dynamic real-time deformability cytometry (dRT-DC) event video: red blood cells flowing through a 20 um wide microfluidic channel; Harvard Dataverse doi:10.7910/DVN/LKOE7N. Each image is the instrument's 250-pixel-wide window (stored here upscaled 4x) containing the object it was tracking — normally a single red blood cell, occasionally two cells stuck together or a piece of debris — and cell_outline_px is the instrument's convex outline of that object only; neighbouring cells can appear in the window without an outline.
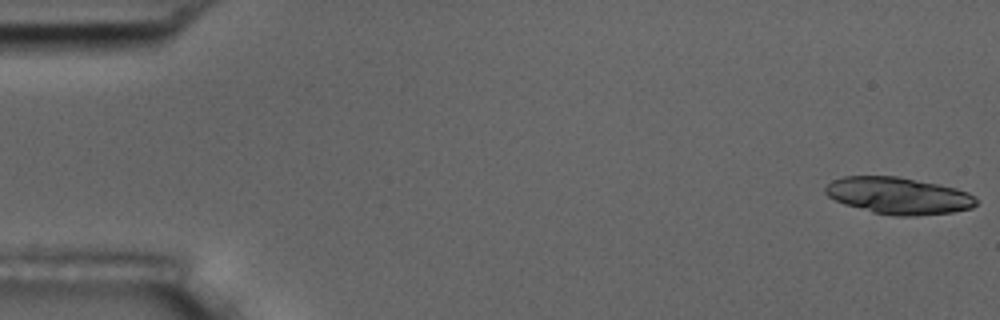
{"species": "common noctule bat (a hibernating species)", "species_latin": "Nyctalus noctula", "temperature_condition": "room temperature", "stored_images_in_passage": 50, "camera_frame_rate_fps": 3000, "um_per_image_px": 0.085, "animal": {"sex": "male", "body_mass_g": 17.5, "forearm_length_mm": 52.3}, "frame": {"image": 1, "passage_image": 1, "time_ms": 0.0, "image_size_px": [1000, 320], "cell_outline_px": [[976, 204], [972, 208], [952, 212], [916, 216], [896, 216], [872, 212], [844, 204], [828, 196], [824, 192], [824, 188], [832, 180], [844, 176], [896, 176], [956, 188], [968, 192], [976, 200]], "centroid_in_image_um": [76.34, 16.64], "position_along_channel_um": 8.7, "area_um2": 32.19}}
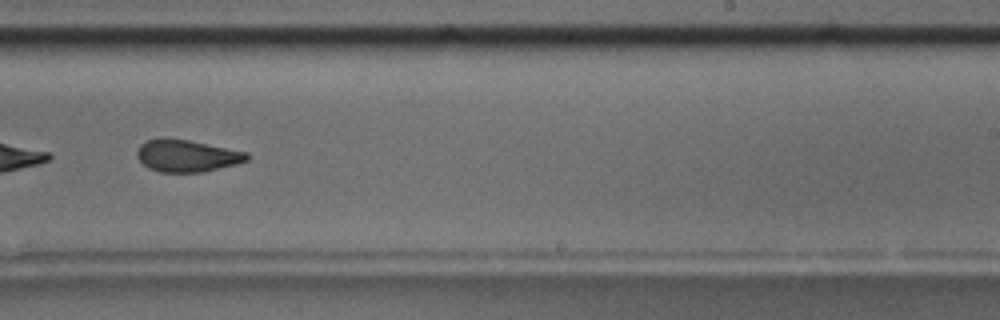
{"frame": {"image": 2, "passage_image": 35, "time_ms": 11.333, "image_size_px": [1000, 320], "cell_outline_px": [[252, 156], [248, 160], [236, 164], [204, 172], [160, 172], [148, 168], [136, 156], [136, 152], [140, 144], [148, 140], [168, 136], [248, 152]], "centroid_in_image_um": [15.89, 13.23], "position_along_channel_um": 273.1, "area_um2": 20.81}, "authors_computed_cell_mechanics": {"area_um2": 21.7328, "velocity_mm_per_s": 3.6325, "shape_relaxation_time_tau1_ms": 10.9656, "shape_relaxation_time_tau2_ms": 1.4964, "deformation_change_tau1": 0.1847, "deformation_change_tau2": 0.0641}}